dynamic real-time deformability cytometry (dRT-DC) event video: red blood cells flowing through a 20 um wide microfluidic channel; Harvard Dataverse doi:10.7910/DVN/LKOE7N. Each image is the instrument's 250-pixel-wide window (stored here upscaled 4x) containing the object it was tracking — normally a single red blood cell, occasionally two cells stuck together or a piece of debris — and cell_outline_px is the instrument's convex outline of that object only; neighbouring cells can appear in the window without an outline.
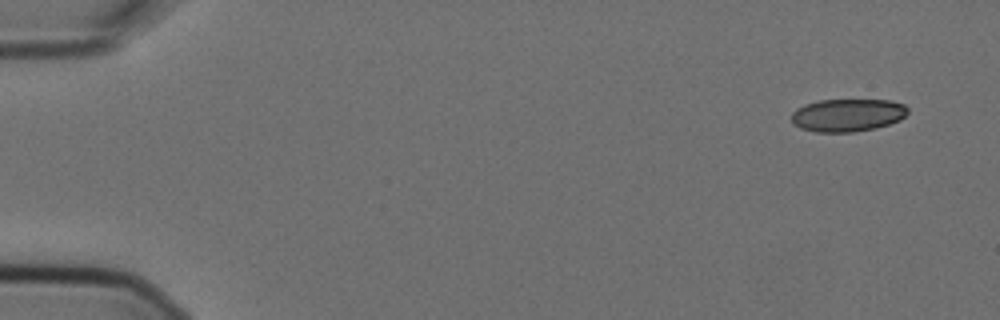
{"species": "Egyptian fruit bat (a non-hibernating species)", "species_latin": "Rousettus aegyptiacus", "temperature_condition": "cold", "stored_images_in_passage": 3, "camera_frame_rate_fps": 3000, "um_per_image_px": 0.085, "animal": {"sex": "female"}, "frame": {"image": 1, "passage_image": 1, "time_ms": 0.0, "image_size_px": [1000, 320], "cell_outline_px": [[908, 112], [900, 120], [876, 128], [852, 132], [816, 132], [800, 128], [792, 124], [792, 112], [796, 108], [804, 104], [820, 100], [888, 100], [904, 104], [908, 108]], "centroid_in_image_um": [72.02, 9.78], "position_along_channel_um": 13.0, "area_um2": 22.31}}